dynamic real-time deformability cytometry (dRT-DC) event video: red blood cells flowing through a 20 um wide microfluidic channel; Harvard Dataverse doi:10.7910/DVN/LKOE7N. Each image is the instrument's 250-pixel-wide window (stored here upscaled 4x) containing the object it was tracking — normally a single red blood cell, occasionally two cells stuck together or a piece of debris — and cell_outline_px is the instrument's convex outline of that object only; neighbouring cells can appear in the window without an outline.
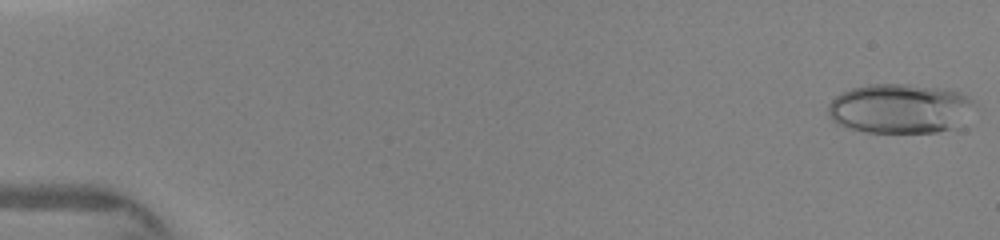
{"species": "human", "species_latin": "Homo sapiens", "temperature_condition": "warm", "stored_images_in_passage": 36, "camera_frame_rate_fps": 3000, "um_per_image_px": 0.085, "donor": {"sex": "female"}, "frame": {"image": 1, "passage_image": 1, "time_ms": 0.0, "image_size_px": [1000, 240], "cell_outline_px": [[976, 108], [956, 128], [936, 132], [868, 132], [836, 124], [828, 116], [828, 104], [836, 96], [852, 88], [868, 84], [908, 84], [952, 88], [968, 96], [976, 104]], "centroid_in_image_um": [76.55, 9.21], "position_along_channel_um": 8.4, "area_um2": 42.83}}
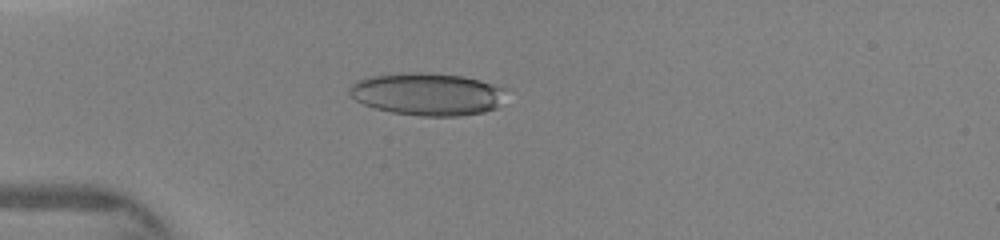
{"frame": {"image": 2, "passage_image": 30, "time_ms": 4.0, "image_size_px": [1000, 240], "cell_outline_px": [[508, 88], [496, 108], [484, 112], [460, 116], [420, 116], [392, 112], [376, 108], [364, 104], [356, 100], [348, 92], [348, 88], [356, 80], [372, 76], [408, 72], [428, 72], [460, 76], [480, 80]], "centroid_in_image_um": [36.33, 7.99], "position_along_channel_um": 48.7, "area_um2": 38.84}}